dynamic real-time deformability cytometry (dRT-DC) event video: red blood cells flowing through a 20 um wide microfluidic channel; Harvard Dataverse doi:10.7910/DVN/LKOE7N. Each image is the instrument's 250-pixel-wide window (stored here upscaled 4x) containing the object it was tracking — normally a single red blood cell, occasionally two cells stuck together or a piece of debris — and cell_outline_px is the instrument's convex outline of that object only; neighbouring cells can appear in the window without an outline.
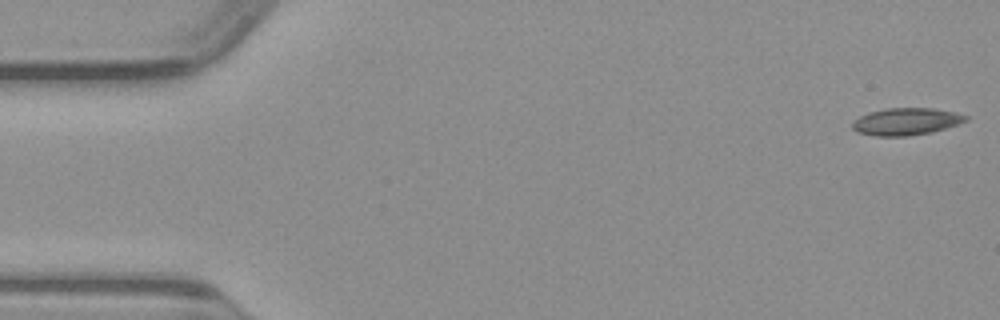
{"species": "common noctule bat (a hibernating species)", "species_latin": "Nyctalus noctula", "temperature_condition": "warm", "stored_images_in_passage": 49, "camera_frame_rate_fps": 3000, "um_per_image_px": 0.085, "animal": {"sex": "male", "body_mass_g": 23.1, "forearm_length_mm": 52.7}, "frame": {"image": 1, "passage_image": 1, "time_ms": 0.0, "image_size_px": [1000, 320], "cell_outline_px": [[968, 120], [960, 124], [932, 132], [908, 136], [876, 136], [856, 132], [852, 128], [852, 120], [868, 112], [884, 108], [932, 108], [956, 112], [968, 116]], "centroid_in_image_um": [77.01, 10.33], "position_along_channel_um": 8.0, "area_um2": 18.21}}
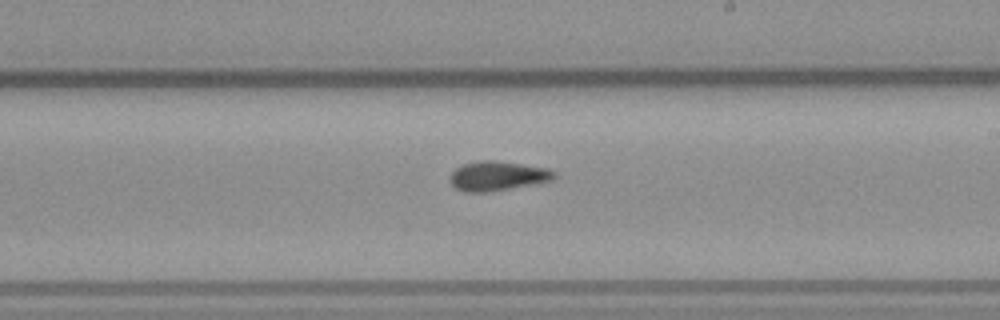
{"frame": {"image": 2, "passage_image": 28, "time_ms": 9.0, "image_size_px": [1000, 320], "cell_outline_px": [[556, 176], [552, 180], [488, 192], [464, 192], [456, 188], [448, 180], [452, 172], [456, 168], [464, 164], [480, 160], [496, 160], [548, 168], [556, 172]], "centroid_in_image_um": [42.27, 14.95], "position_along_channel_um": 246.7, "area_um2": 17.8}}
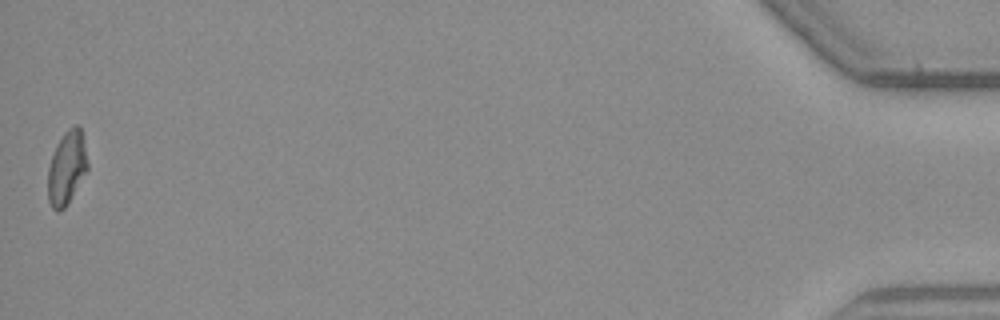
{"frame": {"image": 3, "passage_image": 49, "time_ms": 16.0, "image_size_px": [1000, 320], "cell_outline_px": [[88, 168], [68, 204], [60, 212], [56, 212], [52, 208], [48, 200], [48, 168], [56, 144], [64, 132], [68, 128], [76, 124], [80, 128], [88, 164]], "centroid_in_image_um": [5.65, 14.3], "position_along_channel_um": 429.5, "area_um2": 16.88}}